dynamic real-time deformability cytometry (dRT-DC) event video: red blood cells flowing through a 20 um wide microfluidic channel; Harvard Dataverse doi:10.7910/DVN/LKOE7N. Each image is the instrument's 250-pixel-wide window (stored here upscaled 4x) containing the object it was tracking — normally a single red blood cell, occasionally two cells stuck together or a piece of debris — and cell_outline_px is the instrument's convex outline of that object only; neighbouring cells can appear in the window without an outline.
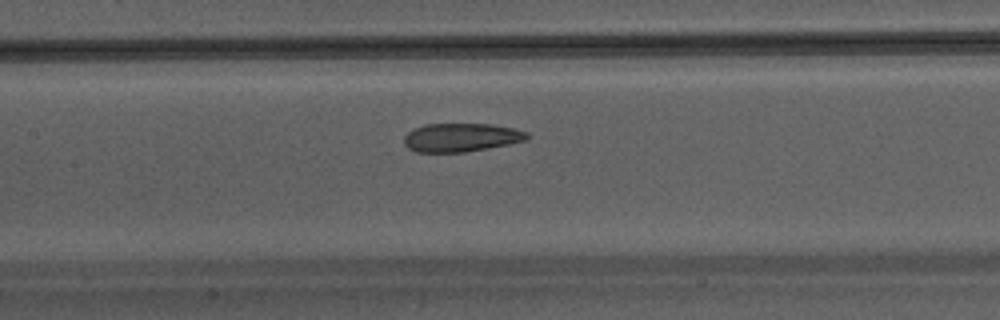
{"species": "Egyptian fruit bat (a non-hibernating species)", "species_latin": "Rousettus aegyptiacus", "temperature_condition": "warm", "stored_images_in_passage": 37, "camera_frame_rate_fps": 3000, "um_per_image_px": 0.085, "animal": {"sex": "male"}, "frame": {"image": 1, "passage_image": 14, "time_ms": 4.333, "image_size_px": [1000, 320], "cell_outline_px": [[528, 136], [524, 140], [508, 144], [488, 148], [464, 152], [416, 152], [408, 148], [404, 144], [404, 136], [412, 128], [424, 124], [488, 124], [512, 128], [528, 132]], "centroid_in_image_um": [39.13, 11.68], "position_along_channel_um": 168.3, "area_um2": 20.35}}
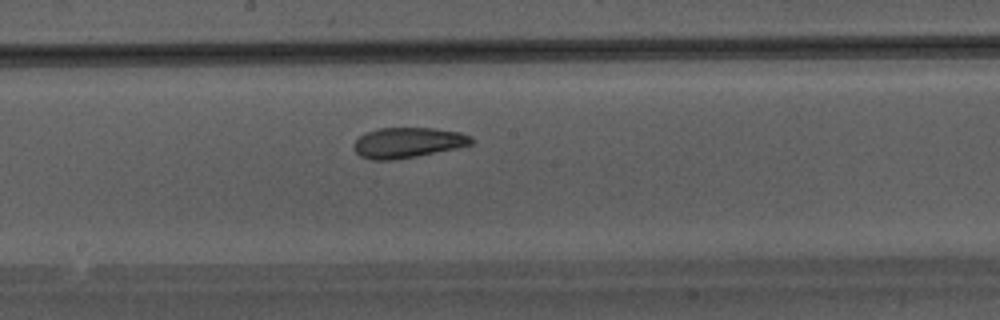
{"frame": {"image": 2, "passage_image": 17, "time_ms": 5.333, "image_size_px": [1000, 320], "cell_outline_px": [[476, 140], [472, 144], [456, 148], [416, 156], [392, 160], [372, 160], [360, 156], [352, 148], [352, 144], [360, 136], [376, 128], [432, 128], [460, 132], [472, 136]], "centroid_in_image_um": [34.66, 12.12], "position_along_channel_um": 213.5, "area_um2": 20.87}}
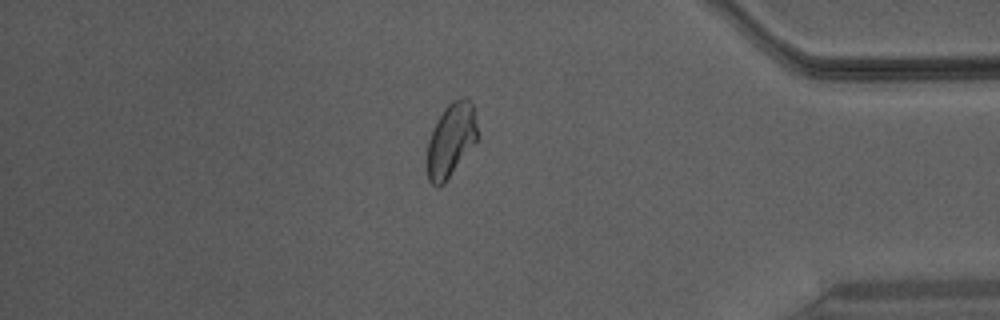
{"frame": {"image": 3, "passage_image": 31, "time_ms": 10.0, "image_size_px": [1000, 320], "cell_outline_px": [[476, 140], [444, 184], [440, 188], [436, 188], [428, 180], [428, 140], [432, 128], [436, 120], [444, 108], [452, 100], [464, 96], [468, 96], [472, 100], [476, 124]], "centroid_in_image_um": [38.31, 11.86], "position_along_channel_um": 396.9, "area_um2": 21.5}}